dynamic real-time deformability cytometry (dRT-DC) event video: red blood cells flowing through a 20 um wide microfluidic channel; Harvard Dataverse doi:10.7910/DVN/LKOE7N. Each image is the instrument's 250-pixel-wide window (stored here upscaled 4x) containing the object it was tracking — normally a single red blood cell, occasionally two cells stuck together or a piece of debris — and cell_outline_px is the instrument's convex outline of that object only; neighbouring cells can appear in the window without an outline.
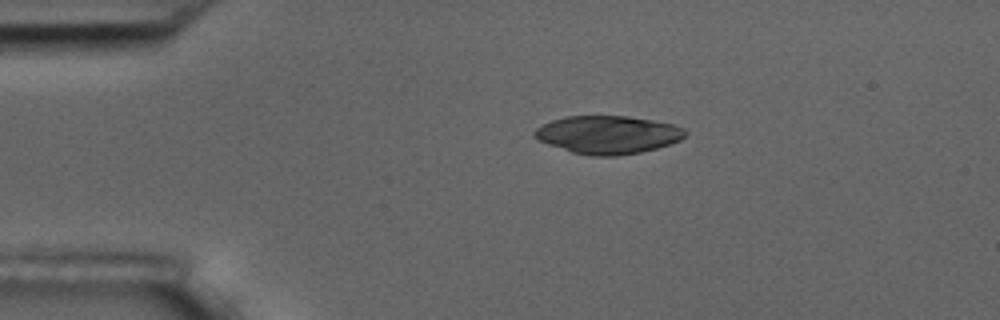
{"species": "common noctule bat (a hibernating species)", "species_latin": "Nyctalus noctula", "temperature_condition": "room temperature", "stored_images_in_passage": 45, "camera_frame_rate_fps": 3000, "um_per_image_px": 0.085, "animal": {"sex": "male", "body_mass_g": 17.5, "forearm_length_mm": 52.3}, "frame": {"image": 1, "passage_image": 1, "time_ms": 0.0, "image_size_px": [1000, 320], "cell_outline_px": [[688, 132], [680, 140], [656, 148], [640, 152], [616, 156], [588, 156], [572, 152], [548, 144], [532, 136], [532, 132], [536, 128], [552, 120], [568, 116], [628, 116], [652, 120], [672, 124], [684, 128]], "centroid_in_image_um": [51.66, 11.45], "position_along_channel_um": 33.3, "area_um2": 33.29}}